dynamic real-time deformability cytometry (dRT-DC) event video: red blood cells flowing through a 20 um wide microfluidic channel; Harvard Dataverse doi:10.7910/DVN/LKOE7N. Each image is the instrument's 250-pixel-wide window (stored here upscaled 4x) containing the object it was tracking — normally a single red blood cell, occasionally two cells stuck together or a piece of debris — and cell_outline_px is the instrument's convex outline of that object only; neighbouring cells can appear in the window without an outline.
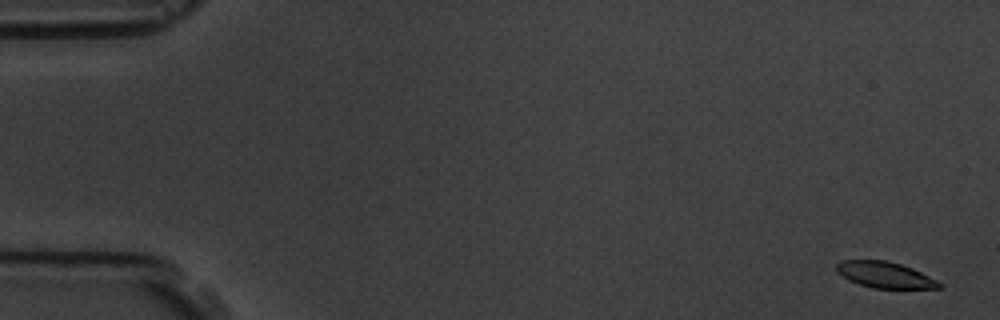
{"species": "common noctule bat (a hibernating species)", "species_latin": "Nyctalus noctula", "temperature_condition": "room temperature", "stored_images_in_passage": 6, "camera_frame_rate_fps": 3000, "um_per_image_px": 0.085, "animal": {"sex": "male", "body_mass_g": 19.5, "forearm_length_mm": 54.6}, "frame": {"image": 1, "passage_image": 1, "time_ms": 0.0, "image_size_px": [1000, 320], "cell_outline_px": [[944, 288], [872, 288], [848, 280], [836, 272], [836, 264], [840, 260], [884, 260], [900, 264], [912, 268], [944, 284]], "centroid_in_image_um": [75.2, 23.36], "position_along_channel_um": 9.8, "area_um2": 15.61}}